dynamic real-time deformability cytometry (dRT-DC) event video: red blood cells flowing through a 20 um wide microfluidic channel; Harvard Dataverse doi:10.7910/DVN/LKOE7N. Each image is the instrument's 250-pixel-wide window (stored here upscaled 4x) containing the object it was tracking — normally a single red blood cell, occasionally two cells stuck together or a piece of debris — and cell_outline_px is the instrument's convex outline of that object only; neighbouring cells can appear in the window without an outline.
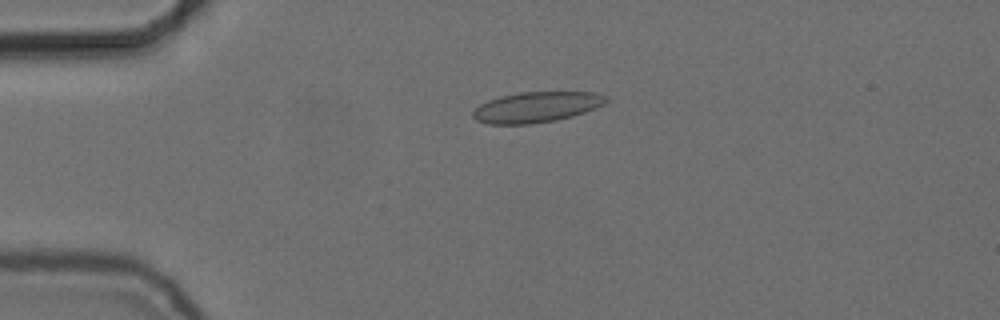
{"species": "common noctule bat (a hibernating species)", "species_latin": "Nyctalus noctula", "temperature_condition": "cold", "stored_images_in_passage": 55, "camera_frame_rate_fps": 3000, "um_per_image_px": 0.085, "animal": {"sex": "female", "body_mass_g": 24.6, "forearm_length_mm": 56.2}, "frame": {"image": 1, "passage_image": 13, "time_ms": 4.0, "image_size_px": [1000, 320], "cell_outline_px": [[608, 100], [604, 104], [596, 108], [572, 116], [556, 120], [532, 124], [488, 124], [476, 120], [472, 116], [472, 112], [480, 104], [488, 100], [500, 96], [520, 92], [592, 92], [608, 96]], "centroid_in_image_um": [45.59, 9.1], "position_along_channel_um": 39.4, "area_um2": 23.76}}
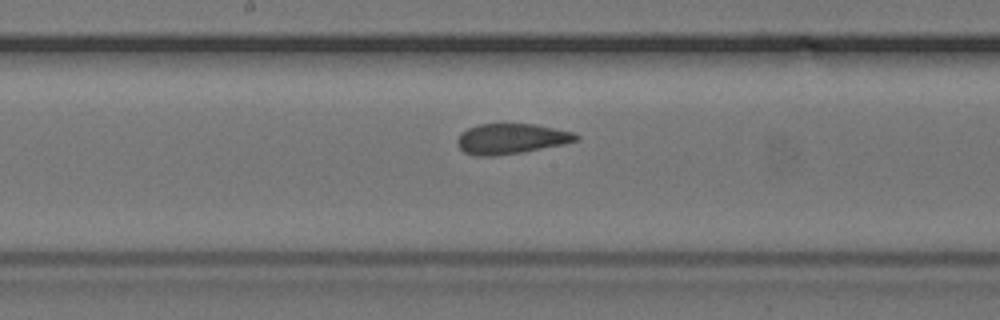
{"frame": {"image": 2, "passage_image": 29, "time_ms": 9.333, "image_size_px": [1000, 320], "cell_outline_px": [[580, 140], [564, 144], [524, 152], [492, 156], [476, 156], [464, 152], [456, 144], [456, 140], [460, 132], [468, 128], [480, 124], [536, 124], [572, 132], [580, 136]], "centroid_in_image_um": [43.44, 11.8], "position_along_channel_um": 204.8, "area_um2": 21.15}}
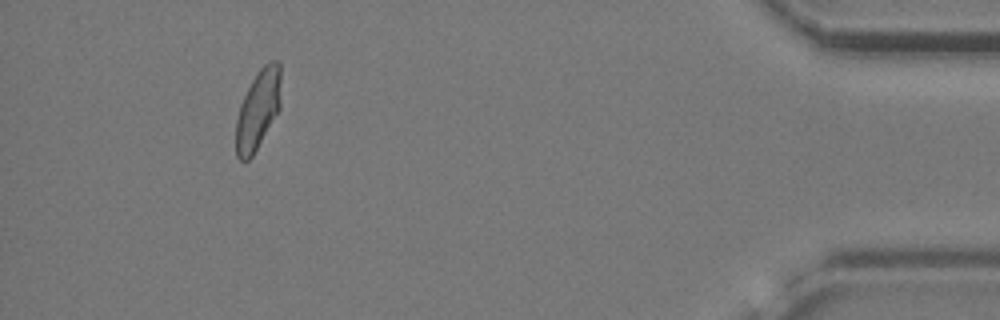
{"frame": {"image": 3, "passage_image": 51, "time_ms": 16.667, "image_size_px": [1000, 320], "cell_outline_px": [[280, 108], [252, 156], [248, 160], [240, 160], [236, 156], [236, 120], [240, 104], [252, 80], [260, 68], [264, 64], [272, 60], [276, 60], [280, 64]], "centroid_in_image_um": [21.92, 9.3], "position_along_channel_um": 413.3, "area_um2": 20.58}, "authors_computed_cell_mechanics": {"area_um2": 21.7906, "velocity_mm_per_s": 3.7147, "shape_relaxation_time_tau1_ms": 10.0727, "shape_relaxation_time_tau2_ms": 1.2963, "deformation_change_tau1": 0.1823, "deformation_change_tau2": 0.0644}}